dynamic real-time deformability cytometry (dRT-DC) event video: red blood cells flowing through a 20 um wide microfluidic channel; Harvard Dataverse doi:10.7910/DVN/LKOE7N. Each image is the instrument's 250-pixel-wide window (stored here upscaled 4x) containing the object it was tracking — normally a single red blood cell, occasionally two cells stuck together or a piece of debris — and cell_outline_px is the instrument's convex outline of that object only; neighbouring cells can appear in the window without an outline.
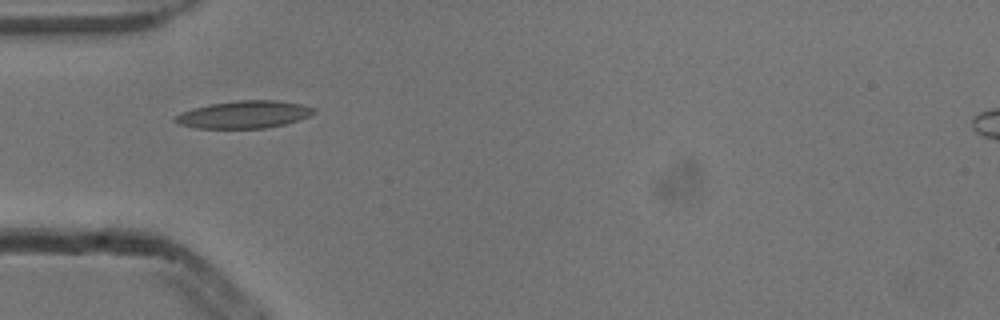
{"species": "common noctule bat (a hibernating species)", "species_latin": "Nyctalus noctula", "temperature_condition": "cold", "stored_images_in_passage": 7, "camera_frame_rate_fps": 3000, "um_per_image_px": 0.085, "animal": {"sex": "male", "body_mass_g": 13.3}, "frame": {"image": 1, "passage_image": 4, "time_ms": 1.0, "image_size_px": [1000, 320], "cell_outline_px": [[316, 112], [308, 116], [284, 124], [264, 128], [196, 128], [180, 124], [172, 120], [180, 112], [208, 104], [236, 100], [280, 100], [304, 104], [316, 108]], "centroid_in_image_um": [20.75, 9.72], "position_along_channel_um": 64.2, "area_um2": 22.25}}
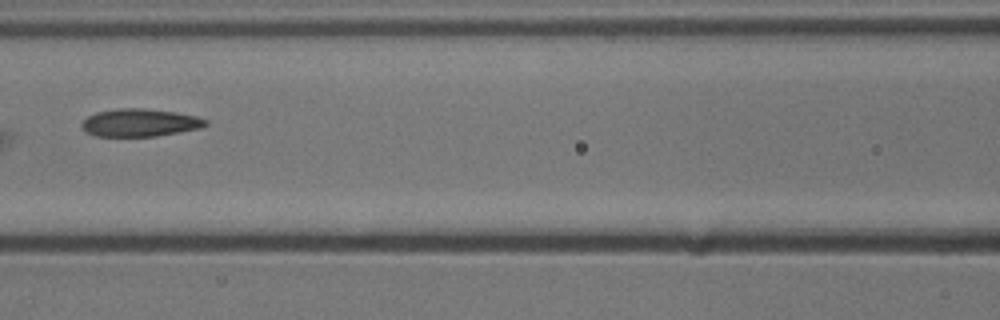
{"frame": {"image": 2, "passage_image": 6, "time_ms": 1.667, "image_size_px": [1000, 320], "cell_outline_px": [[208, 124], [204, 128], [156, 136], [96, 136], [84, 132], [80, 128], [80, 124], [88, 116], [96, 112], [120, 108], [144, 108], [176, 112], [196, 116], [208, 120]], "centroid_in_image_um": [11.89, 10.43], "position_along_channel_um": 154.7, "area_um2": 20.29}}
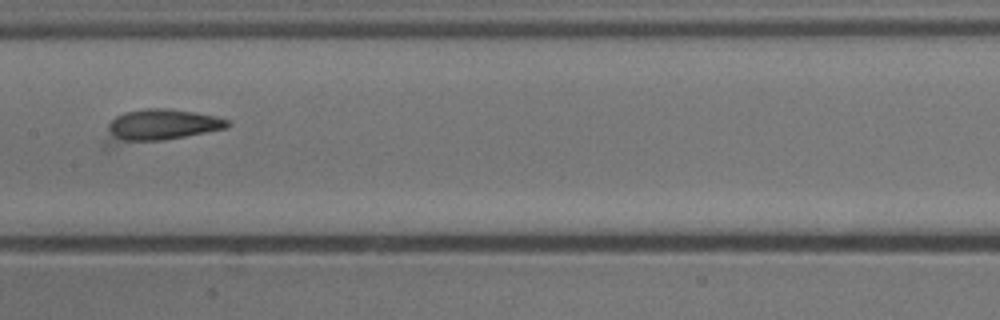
{"frame": {"image": 3, "passage_image": 7, "time_ms": 2.0, "image_size_px": [1000, 320], "cell_outline_px": [[232, 124], [228, 128], [164, 140], [104, 148], [104, 144], [108, 124], [116, 116], [124, 112], [144, 108], [168, 108], [196, 112], [216, 116], [228, 120]], "centroid_in_image_um": [13.53, 10.7], "position_along_channel_um": 193.9, "area_um2": 23.52}}